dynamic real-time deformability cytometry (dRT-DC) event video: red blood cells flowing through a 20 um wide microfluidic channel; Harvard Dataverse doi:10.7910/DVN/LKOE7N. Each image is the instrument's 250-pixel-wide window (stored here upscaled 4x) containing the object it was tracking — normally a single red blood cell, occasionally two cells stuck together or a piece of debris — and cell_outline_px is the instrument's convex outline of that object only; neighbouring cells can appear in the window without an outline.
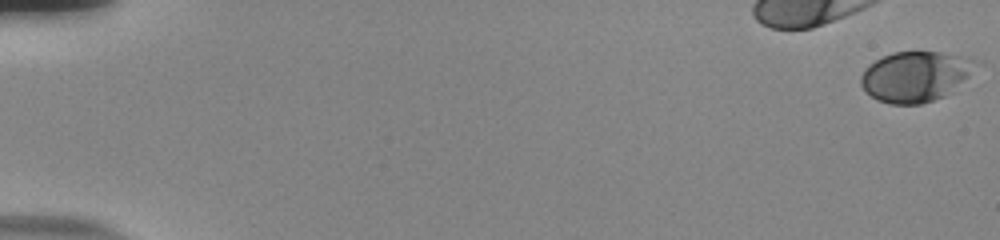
{"species": "human", "species_latin": "Homo sapiens", "temperature_condition": "room temperature", "stored_images_in_passage": 56, "camera_frame_rate_fps": 3000, "um_per_image_px": 0.085, "donor": {"sex": "male"}, "frame": {"image": 1, "passage_image": 1, "time_ms": 0.0, "image_size_px": [1000, 240], "cell_outline_px": [[976, 64], [968, 76], [944, 96], [920, 104], [888, 104], [876, 100], [860, 84], [860, 76], [864, 68], [868, 64], [892, 52], [940, 52], [960, 56], [972, 60]], "centroid_in_image_um": [77.72, 6.5], "position_along_channel_um": 7.3, "area_um2": 33.12}}
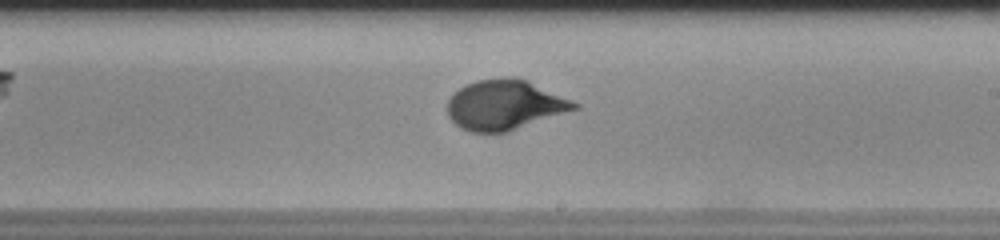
{"frame": {"image": 2, "passage_image": 35, "time_ms": 11.333, "image_size_px": [1000, 240], "cell_outline_px": [[580, 108], [508, 132], [472, 132], [460, 128], [448, 116], [448, 100], [460, 88], [476, 80], [504, 76], [512, 76], [528, 80], [580, 104]], "centroid_in_image_um": [42.93, 8.91], "position_along_channel_um": 246.1, "area_um2": 36.99}}
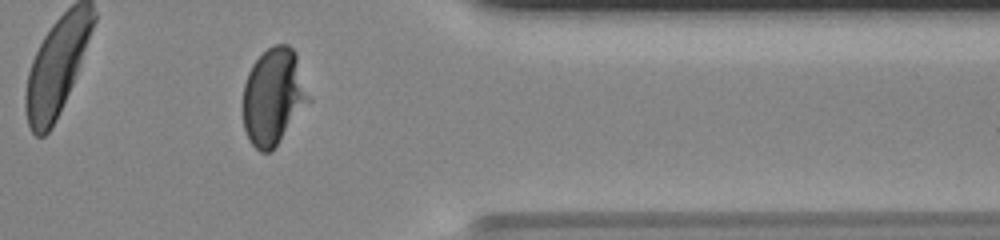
{"frame": {"image": 3, "passage_image": 47, "time_ms": 15.333, "image_size_px": [1000, 240], "cell_outline_px": [[312, 100], [272, 152], [260, 152], [252, 144], [244, 128], [244, 84], [248, 72], [252, 64], [272, 44], [288, 44], [296, 52]], "centroid_in_image_um": [23.29, 8.21], "position_along_channel_um": 388.1, "area_um2": 37.34}, "authors_computed_cell_mechanics": {"area_um2": 34.2465, "velocity_mm_per_s": 3.7817, "shape_relaxation_time_tau1_ms": 3.4868, "shape_relaxation_time_tau2_ms": null, "deformation_change_tau1": 0.1687, "deformation_change_tau2": null}}